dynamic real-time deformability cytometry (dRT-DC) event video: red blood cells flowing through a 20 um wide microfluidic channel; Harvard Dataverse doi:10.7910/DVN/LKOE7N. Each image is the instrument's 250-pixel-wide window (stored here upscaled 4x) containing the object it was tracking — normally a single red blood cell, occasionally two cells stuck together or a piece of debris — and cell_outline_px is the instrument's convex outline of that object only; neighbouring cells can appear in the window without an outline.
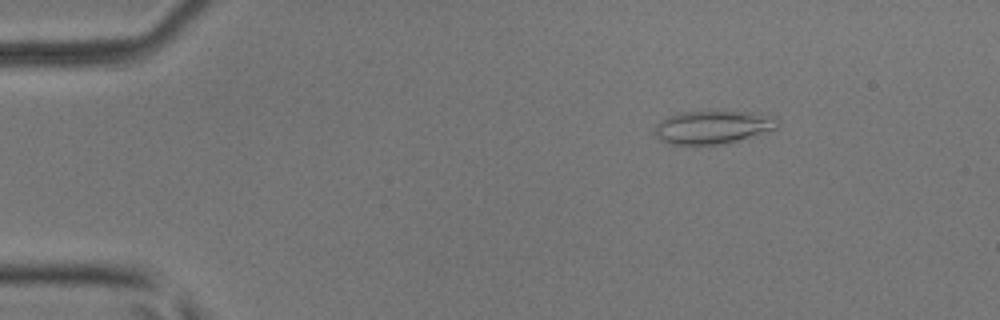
{"species": "common noctule bat (a hibernating species)", "species_latin": "Nyctalus noctula", "temperature_condition": "room temperature", "stored_images_in_passage": 5, "camera_frame_rate_fps": 3000, "um_per_image_px": 0.085, "animal": {"sex": "male", "body_mass_g": 17.9, "forearm_length_mm": 54.2}, "frame": {"image": 1, "passage_image": 3, "time_ms": 0.667, "image_size_px": [1000, 320], "cell_outline_px": [[780, 124], [776, 128], [724, 144], [668, 144], [660, 140], [656, 136], [656, 124], [660, 120], [668, 116], [680, 112], [720, 108], [752, 112], [772, 116], [780, 120]], "centroid_in_image_um": [60.59, 10.75], "position_along_channel_um": 24.4, "area_um2": 24.45}}